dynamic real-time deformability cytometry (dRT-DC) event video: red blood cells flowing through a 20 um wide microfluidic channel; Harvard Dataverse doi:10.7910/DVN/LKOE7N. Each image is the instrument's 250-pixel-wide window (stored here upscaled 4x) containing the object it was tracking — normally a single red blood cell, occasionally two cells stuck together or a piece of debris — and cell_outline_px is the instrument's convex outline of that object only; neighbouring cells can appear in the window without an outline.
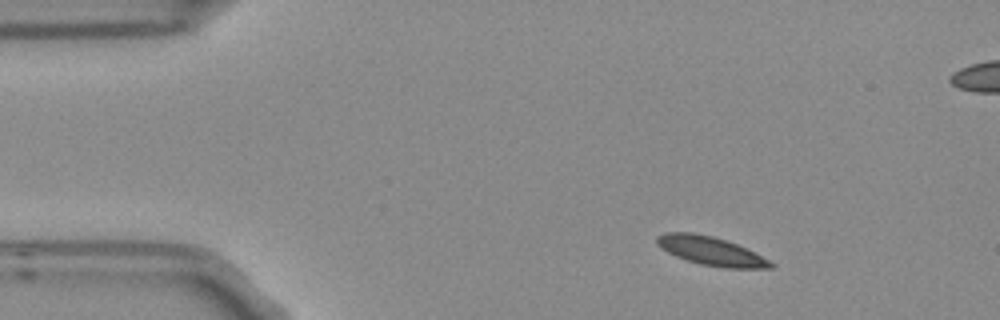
{"species": "Egyptian fruit bat (a non-hibernating species)", "species_latin": "Rousettus aegyptiacus", "temperature_condition": "room temperature", "stored_images_in_passage": 4, "camera_frame_rate_fps": 3000, "um_per_image_px": 0.085, "frame": {"image": 1, "passage_image": 1, "time_ms": 0.0, "image_size_px": [1000, 320], "cell_outline_px": [[776, 264], [772, 268], [724, 268], [700, 264], [676, 256], [660, 248], [656, 244], [656, 236], [664, 232], [692, 232], [712, 236], [736, 244]], "centroid_in_image_um": [60.36, 21.33], "position_along_channel_um": 24.6, "area_um2": 18.79}}